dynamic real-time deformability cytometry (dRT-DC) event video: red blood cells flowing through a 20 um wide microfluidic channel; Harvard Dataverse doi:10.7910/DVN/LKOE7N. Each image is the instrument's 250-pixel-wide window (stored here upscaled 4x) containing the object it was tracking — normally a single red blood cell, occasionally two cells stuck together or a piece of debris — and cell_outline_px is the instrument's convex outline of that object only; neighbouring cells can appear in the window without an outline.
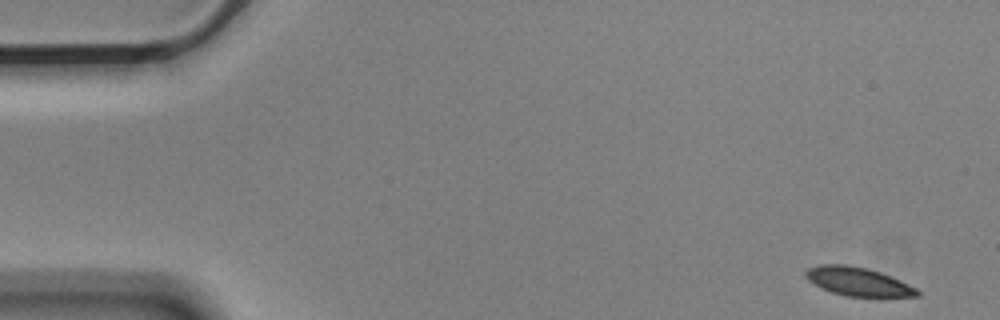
{"species": "Egyptian fruit bat (a non-hibernating species)", "species_latin": "Rousettus aegyptiacus", "temperature_condition": "cold", "stored_images_in_passage": 54, "camera_frame_rate_fps": 3000, "um_per_image_px": 0.085, "animal": {"sex": "male"}, "frame": {"image": 1, "passage_image": 1, "time_ms": 0.0, "image_size_px": [1000, 320], "cell_outline_px": [[920, 296], [844, 296], [820, 288], [808, 280], [804, 276], [804, 272], [808, 268], [820, 264], [844, 264], [868, 268], [880, 272], [900, 280], [916, 288], [920, 292]], "centroid_in_image_um": [72.88, 23.92], "position_along_channel_um": 12.1, "area_um2": 18.55}}
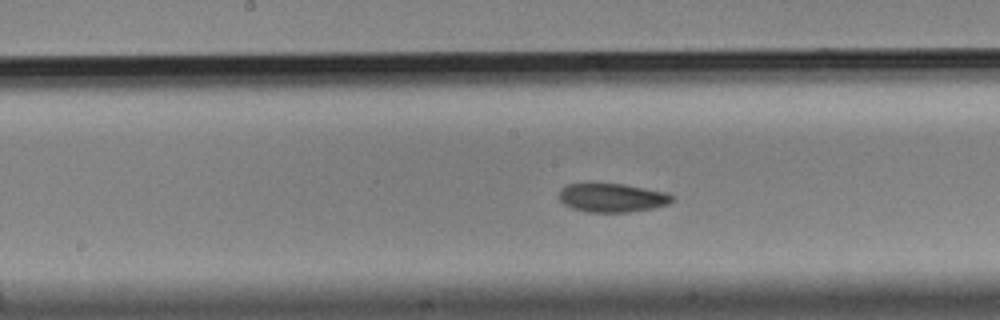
{"frame": {"image": 2, "passage_image": 27, "time_ms": 8.667, "image_size_px": [1000, 320], "cell_outline_px": [[676, 200], [668, 204], [652, 208], [628, 212], [584, 212], [572, 208], [564, 204], [560, 200], [560, 188], [568, 184], [624, 184], [668, 192], [676, 196]], "centroid_in_image_um": [52.09, 16.81], "position_along_channel_um": 196.1, "area_um2": 19.07}}
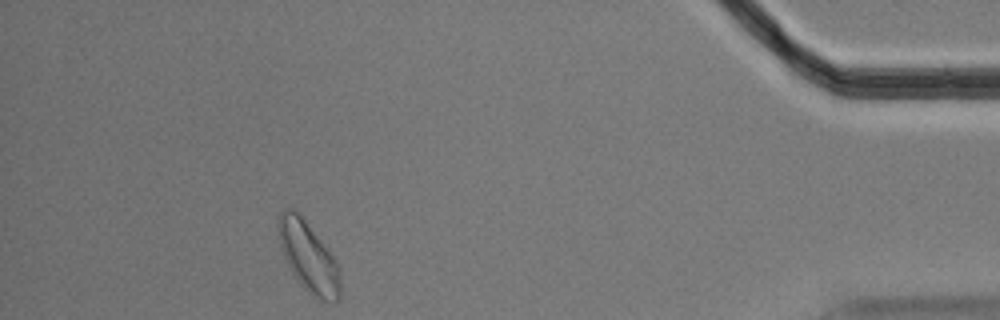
{"frame": {"image": 3, "passage_image": 50, "time_ms": 16.333, "image_size_px": [1000, 320], "cell_outline_px": [[340, 300], [336, 304], [328, 304], [316, 300], [304, 288], [292, 272], [284, 256], [280, 244], [276, 224], [276, 220], [280, 212], [284, 208], [296, 208], [300, 212], [324, 244], [332, 256], [336, 264], [340, 276]], "centroid_in_image_um": [26.21, 21.84], "position_along_channel_um": 409.0, "area_um2": 25.78}, "authors_computed_cell_mechanics": {"area_um2": 19.6231, "velocity_mm_per_s": 3.4999, "shape_relaxation_time_tau1_ms": 5.152, "shape_relaxation_time_tau2_ms": 3.5737, "deformation_change_tau1": 0.1011, "deformation_change_tau2": 0.0706}}